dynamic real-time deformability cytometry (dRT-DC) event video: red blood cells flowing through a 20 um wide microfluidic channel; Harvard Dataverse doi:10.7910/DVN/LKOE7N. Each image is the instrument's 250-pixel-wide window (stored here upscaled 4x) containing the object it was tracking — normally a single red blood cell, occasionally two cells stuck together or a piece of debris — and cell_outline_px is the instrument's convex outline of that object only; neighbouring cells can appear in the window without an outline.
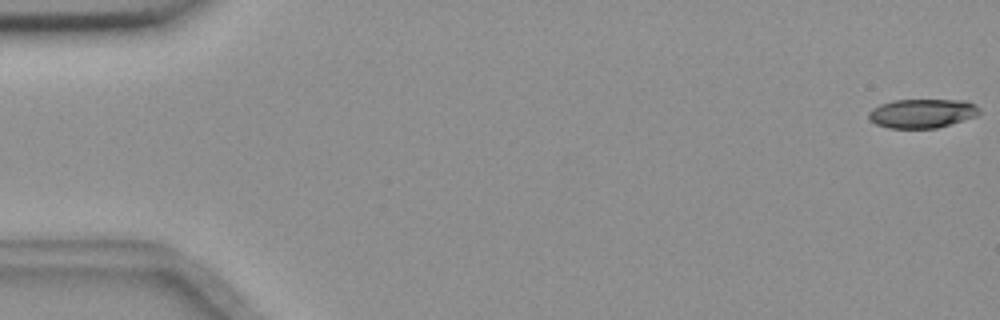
{"species": "common noctule bat (a hibernating species)", "species_latin": "Nyctalus noctula", "temperature_condition": "room temperature", "stored_images_in_passage": 56, "camera_frame_rate_fps": 3000, "um_per_image_px": 0.085, "animal": {"sex": "female", "body_mass_g": 18.4}, "frame": {"image": 1, "passage_image": 1, "time_ms": 0.0, "image_size_px": [1000, 320], "cell_outline_px": [[980, 112], [976, 116], [936, 128], [888, 128], [876, 124], [868, 116], [868, 112], [872, 108], [880, 104], [892, 100], [968, 100], [976, 104], [980, 108]], "centroid_in_image_um": [78.39, 9.62], "position_along_channel_um": 6.6, "area_um2": 18.79}}
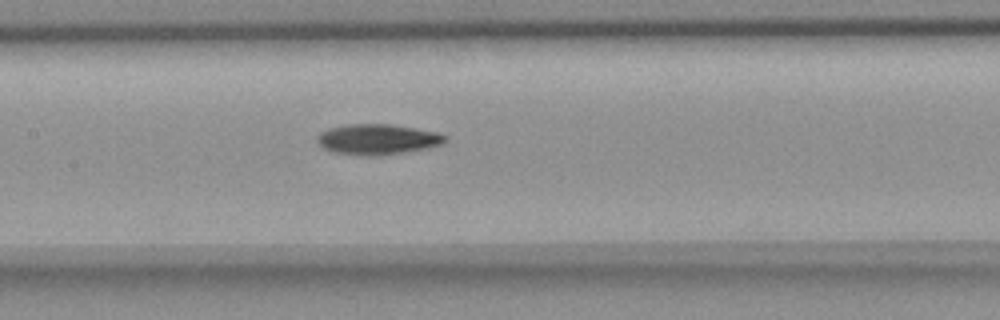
{"frame": {"image": 2, "passage_image": 27, "time_ms": 8.667, "image_size_px": [1000, 320], "cell_outline_px": [[448, 136], [440, 144], [428, 148], [380, 156], [356, 156], [332, 152], [324, 148], [316, 140], [316, 136], [320, 132], [328, 128], [348, 124], [392, 124], [440, 132]], "centroid_in_image_um": [32.07, 11.85], "position_along_channel_um": 175.3, "area_um2": 23.06}}
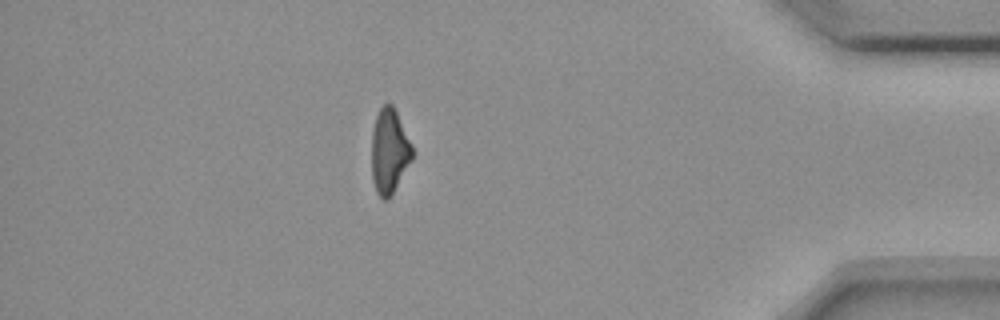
{"frame": {"image": 3, "passage_image": 49, "time_ms": 16.0, "image_size_px": [1000, 320], "cell_outline_px": [[412, 160], [388, 200], [384, 200], [376, 192], [372, 180], [372, 132], [376, 116], [380, 108], [384, 104], [392, 104], [412, 144]], "centroid_in_image_um": [33.08, 12.87], "position_along_channel_um": 402.1, "area_um2": 19.88}, "authors_computed_cell_mechanics": {"area_um2": 20.9236, "velocity_mm_per_s": 3.673, "shape_relaxation_time_tau1_ms": 7.2116, "shape_relaxation_time_tau2_ms": null, "deformation_change_tau1": 0.1731, "deformation_change_tau2": null}}